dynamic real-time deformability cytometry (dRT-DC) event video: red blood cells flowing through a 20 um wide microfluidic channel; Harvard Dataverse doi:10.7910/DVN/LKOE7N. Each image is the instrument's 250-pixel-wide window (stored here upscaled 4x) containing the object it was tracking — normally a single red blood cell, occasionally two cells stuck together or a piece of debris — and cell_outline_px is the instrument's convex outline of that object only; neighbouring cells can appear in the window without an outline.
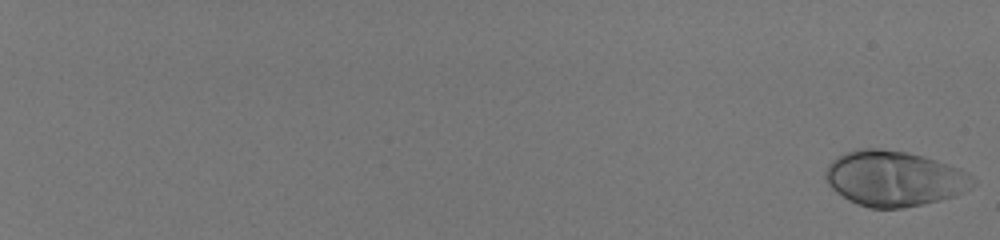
{"species": "human", "species_latin": "Homo sapiens", "temperature_condition": "room temperature", "stored_images_in_passage": 59, "camera_frame_rate_fps": 3000, "um_per_image_px": 0.085, "donor": {"sex": "male"}, "frame": {"image": 1, "passage_image": 1, "time_ms": 0.0, "image_size_px": [1000, 240], "cell_outline_px": [[976, 184], [964, 192], [956, 196], [940, 200], [904, 208], [868, 208], [856, 204], [848, 200], [836, 192], [824, 180], [824, 172], [828, 164], [836, 156], [844, 152], [856, 148], [880, 148], [908, 152], [924, 156], [960, 168], [968, 172], [976, 180]], "centroid_in_image_um": [75.99, 15.16], "position_along_channel_um": 9.0, "area_um2": 48.26}}
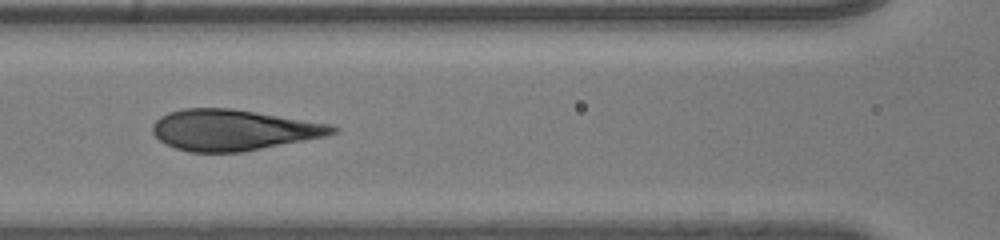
{"frame": {"image": 2, "passage_image": 34, "time_ms": 11.0, "image_size_px": [1000, 240], "cell_outline_px": [[340, 132], [324, 136], [304, 140], [240, 152], [188, 152], [164, 144], [152, 132], [152, 124], [160, 116], [168, 112], [184, 108], [232, 108], [332, 124], [340, 128]], "centroid_in_image_um": [19.82, 11.04], "position_along_channel_um": 146.8, "area_um2": 42.89}}
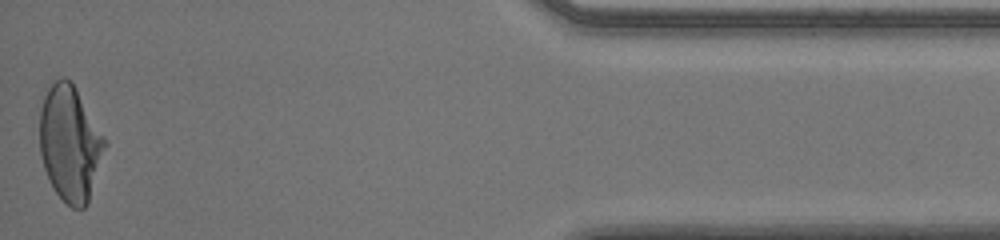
{"frame": {"image": 3, "passage_image": 59, "time_ms": 19.333, "image_size_px": [1000, 240], "cell_outline_px": [[108, 144], [88, 204], [84, 208], [72, 208], [56, 192], [44, 168], [40, 152], [40, 108], [44, 96], [48, 88], [60, 76], [64, 76], [72, 80], [108, 140]], "centroid_in_image_um": [5.99, 12.15], "position_along_channel_um": 429.2, "area_um2": 44.45}, "authors_computed_cell_mechanics": {"area_um2": 43.5812, "velocity_mm_per_s": 3.9942, "shape_relaxation_time_tau1_ms": 4.6454, "shape_relaxation_time_tau2_ms": null, "deformation_change_tau1": 0.2107, "deformation_change_tau2": null}}